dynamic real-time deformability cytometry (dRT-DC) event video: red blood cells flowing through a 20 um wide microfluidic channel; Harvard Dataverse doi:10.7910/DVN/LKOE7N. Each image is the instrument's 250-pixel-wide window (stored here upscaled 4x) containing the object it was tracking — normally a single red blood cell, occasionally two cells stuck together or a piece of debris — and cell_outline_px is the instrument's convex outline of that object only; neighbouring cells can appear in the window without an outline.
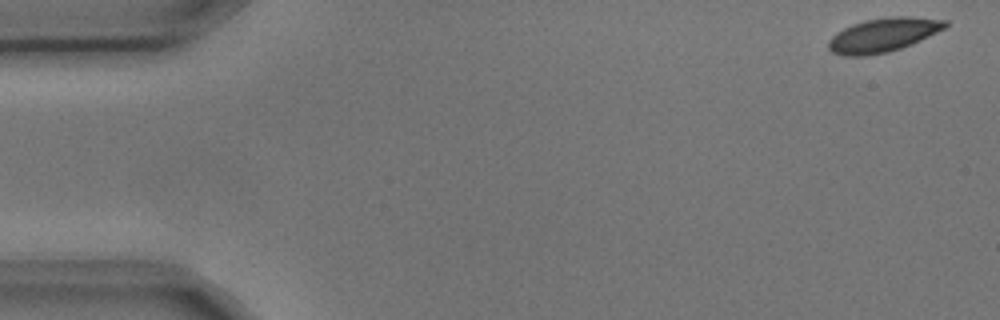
{"species": "common noctule bat (a hibernating species)", "species_latin": "Nyctalus noctula", "temperature_condition": "cold", "stored_images_in_passage": 10, "camera_frame_rate_fps": 3000, "um_per_image_px": 0.085, "animal": {"sex": "male", "body_mass_g": 17.9, "forearm_length_mm": 54.2}, "frame": {"image": 1, "passage_image": 1, "time_ms": 0.0, "image_size_px": [1000, 320], "cell_outline_px": [[948, 24], [944, 28], [912, 44], [888, 52], [864, 56], [844, 56], [832, 52], [828, 48], [828, 40], [836, 32], [852, 24], [864, 20], [892, 16], [908, 16], [948, 20]], "centroid_in_image_um": [75.04, 2.97], "position_along_channel_um": 10.0, "area_um2": 23.06}}
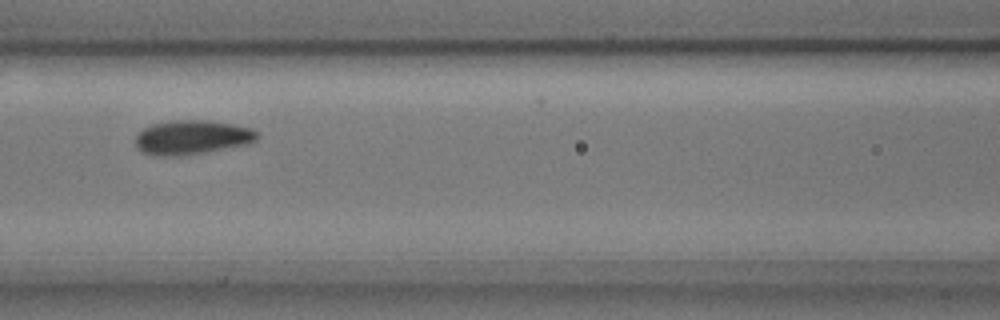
{"frame": {"image": 2, "passage_image": 7, "time_ms": 2.0, "image_size_px": [1000, 320], "cell_outline_px": [[260, 136], [256, 140], [248, 144], [204, 152], [176, 156], [152, 156], [136, 148], [136, 136], [144, 128], [152, 124], [176, 120], [208, 120], [232, 124], [252, 128]], "centroid_in_image_um": [16.32, 11.67], "position_along_channel_um": 150.3, "area_um2": 24.22}}
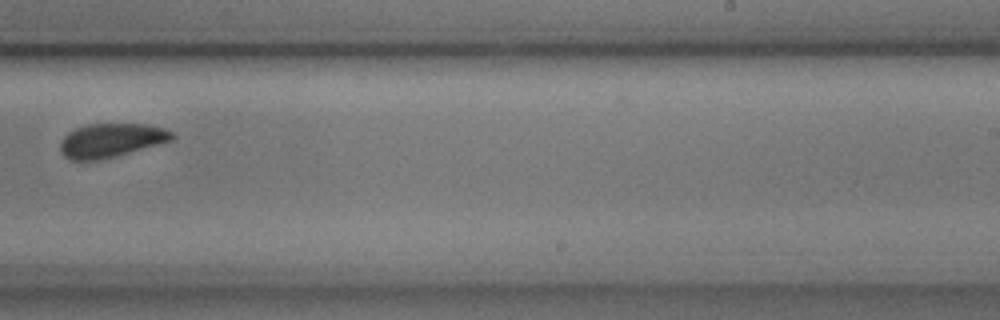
{"frame": {"image": 3, "passage_image": 10, "time_ms": 3.0, "image_size_px": [1000, 320], "cell_outline_px": [[176, 136], [172, 140], [116, 156], [100, 160], [72, 160], [64, 156], [60, 152], [60, 140], [68, 132], [76, 128], [88, 124], [148, 124], [164, 128], [172, 132]], "centroid_in_image_um": [9.42, 11.92], "position_along_channel_um": 279.6, "area_um2": 22.08}}